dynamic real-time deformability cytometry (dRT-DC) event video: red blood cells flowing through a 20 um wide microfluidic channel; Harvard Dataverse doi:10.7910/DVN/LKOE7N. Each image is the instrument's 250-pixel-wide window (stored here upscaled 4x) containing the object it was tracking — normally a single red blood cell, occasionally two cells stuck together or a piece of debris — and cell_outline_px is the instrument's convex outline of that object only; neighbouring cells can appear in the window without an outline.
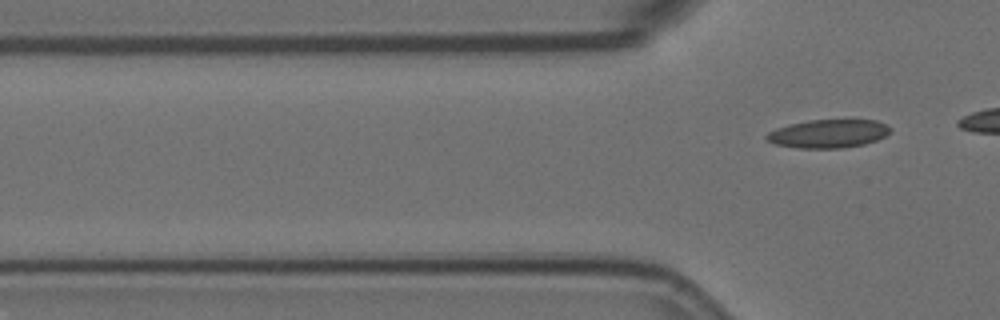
{"species": "Egyptian fruit bat (a non-hibernating species)", "species_latin": "Rousettus aegyptiacus", "temperature_condition": "room temperature", "stored_images_in_passage": 6, "segment_of_instrument_passage": [2, 2], "camera_frame_rate_fps": 3000, "um_per_image_px": 0.085, "animal": {"sex": "female"}, "frame": {"image": 1, "passage_image": 6, "time_ms": 1.667, "image_size_px": [1000, 320], "cell_outline_px": [[892, 128], [884, 136], [876, 140], [864, 144], [840, 148], [800, 148], [776, 144], [768, 140], [764, 136], [768, 132], [776, 128], [788, 124], [808, 120], [876, 120], [888, 124]], "centroid_in_image_um": [70.4, 11.35], "position_along_channel_um": 55.4, "area_um2": 20.4}}